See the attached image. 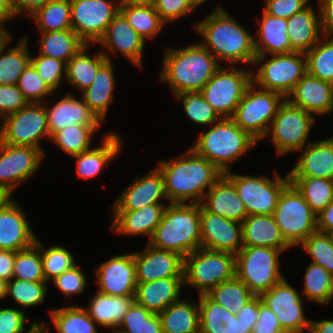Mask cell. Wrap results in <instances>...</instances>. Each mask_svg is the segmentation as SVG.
<instances>
[{"label": "cell", "mask_w": 333, "mask_h": 333, "mask_svg": "<svg viewBox=\"0 0 333 333\" xmlns=\"http://www.w3.org/2000/svg\"><path fill=\"white\" fill-rule=\"evenodd\" d=\"M164 179L169 203L200 204L207 192L222 176L213 163L197 154L192 148L170 162L157 166ZM185 201V202H184Z\"/></svg>", "instance_id": "obj_1"}, {"label": "cell", "mask_w": 333, "mask_h": 333, "mask_svg": "<svg viewBox=\"0 0 333 333\" xmlns=\"http://www.w3.org/2000/svg\"><path fill=\"white\" fill-rule=\"evenodd\" d=\"M196 30L205 41L200 44L221 61L233 63H251L257 56L254 38L241 24L236 22L227 11L219 5L199 24ZM215 54H214V53Z\"/></svg>", "instance_id": "obj_2"}, {"label": "cell", "mask_w": 333, "mask_h": 333, "mask_svg": "<svg viewBox=\"0 0 333 333\" xmlns=\"http://www.w3.org/2000/svg\"><path fill=\"white\" fill-rule=\"evenodd\" d=\"M164 52L160 78L171 86L175 96L182 92H200L222 65L199 42Z\"/></svg>", "instance_id": "obj_3"}, {"label": "cell", "mask_w": 333, "mask_h": 333, "mask_svg": "<svg viewBox=\"0 0 333 333\" xmlns=\"http://www.w3.org/2000/svg\"><path fill=\"white\" fill-rule=\"evenodd\" d=\"M152 247L182 257L201 248L200 204L169 203L150 241Z\"/></svg>", "instance_id": "obj_4"}, {"label": "cell", "mask_w": 333, "mask_h": 333, "mask_svg": "<svg viewBox=\"0 0 333 333\" xmlns=\"http://www.w3.org/2000/svg\"><path fill=\"white\" fill-rule=\"evenodd\" d=\"M258 141L242 130L232 118H221L202 132L199 140L191 148L213 163L222 173L230 171L234 162Z\"/></svg>", "instance_id": "obj_5"}, {"label": "cell", "mask_w": 333, "mask_h": 333, "mask_svg": "<svg viewBox=\"0 0 333 333\" xmlns=\"http://www.w3.org/2000/svg\"><path fill=\"white\" fill-rule=\"evenodd\" d=\"M270 247L243 246L236 254V278L255 296H261L285 279L279 270V254Z\"/></svg>", "instance_id": "obj_6"}, {"label": "cell", "mask_w": 333, "mask_h": 333, "mask_svg": "<svg viewBox=\"0 0 333 333\" xmlns=\"http://www.w3.org/2000/svg\"><path fill=\"white\" fill-rule=\"evenodd\" d=\"M236 255L205 248L197 249L184 257V283L199 294H207L222 282L236 277Z\"/></svg>", "instance_id": "obj_7"}, {"label": "cell", "mask_w": 333, "mask_h": 333, "mask_svg": "<svg viewBox=\"0 0 333 333\" xmlns=\"http://www.w3.org/2000/svg\"><path fill=\"white\" fill-rule=\"evenodd\" d=\"M273 217L282 237L290 246H300L317 231V214L291 183L281 192Z\"/></svg>", "instance_id": "obj_8"}, {"label": "cell", "mask_w": 333, "mask_h": 333, "mask_svg": "<svg viewBox=\"0 0 333 333\" xmlns=\"http://www.w3.org/2000/svg\"><path fill=\"white\" fill-rule=\"evenodd\" d=\"M252 82L232 117L235 123L258 142L266 138L279 106L285 98L274 91L259 88Z\"/></svg>", "instance_id": "obj_9"}, {"label": "cell", "mask_w": 333, "mask_h": 333, "mask_svg": "<svg viewBox=\"0 0 333 333\" xmlns=\"http://www.w3.org/2000/svg\"><path fill=\"white\" fill-rule=\"evenodd\" d=\"M251 83L250 70L221 66L200 93L221 118H232Z\"/></svg>", "instance_id": "obj_10"}, {"label": "cell", "mask_w": 333, "mask_h": 333, "mask_svg": "<svg viewBox=\"0 0 333 333\" xmlns=\"http://www.w3.org/2000/svg\"><path fill=\"white\" fill-rule=\"evenodd\" d=\"M3 120V122H2ZM0 125V141L15 146L40 149V139L48 136L47 113L44 103H28L19 111L3 117Z\"/></svg>", "instance_id": "obj_11"}, {"label": "cell", "mask_w": 333, "mask_h": 333, "mask_svg": "<svg viewBox=\"0 0 333 333\" xmlns=\"http://www.w3.org/2000/svg\"><path fill=\"white\" fill-rule=\"evenodd\" d=\"M224 175L234 184L247 215H273L281 192L290 183L289 174L282 178L276 172L275 180L264 176H241L231 171Z\"/></svg>", "instance_id": "obj_12"}, {"label": "cell", "mask_w": 333, "mask_h": 333, "mask_svg": "<svg viewBox=\"0 0 333 333\" xmlns=\"http://www.w3.org/2000/svg\"><path fill=\"white\" fill-rule=\"evenodd\" d=\"M314 122L313 115L291 105L285 99L279 106L266 137L270 134L279 155L298 152L306 146Z\"/></svg>", "instance_id": "obj_13"}, {"label": "cell", "mask_w": 333, "mask_h": 333, "mask_svg": "<svg viewBox=\"0 0 333 333\" xmlns=\"http://www.w3.org/2000/svg\"><path fill=\"white\" fill-rule=\"evenodd\" d=\"M307 73L306 56L302 52L274 54L260 66L252 82L287 98L299 80Z\"/></svg>", "instance_id": "obj_14"}, {"label": "cell", "mask_w": 333, "mask_h": 333, "mask_svg": "<svg viewBox=\"0 0 333 333\" xmlns=\"http://www.w3.org/2000/svg\"><path fill=\"white\" fill-rule=\"evenodd\" d=\"M72 30L87 44L98 43L119 13V3L109 0H70Z\"/></svg>", "instance_id": "obj_15"}, {"label": "cell", "mask_w": 333, "mask_h": 333, "mask_svg": "<svg viewBox=\"0 0 333 333\" xmlns=\"http://www.w3.org/2000/svg\"><path fill=\"white\" fill-rule=\"evenodd\" d=\"M45 153L30 146H15L0 141V189L10 197L18 184L38 169Z\"/></svg>", "instance_id": "obj_16"}, {"label": "cell", "mask_w": 333, "mask_h": 333, "mask_svg": "<svg viewBox=\"0 0 333 333\" xmlns=\"http://www.w3.org/2000/svg\"><path fill=\"white\" fill-rule=\"evenodd\" d=\"M265 303L277 316L285 333H309L311 320H306L303 310V299L285 279L272 286L261 296Z\"/></svg>", "instance_id": "obj_17"}, {"label": "cell", "mask_w": 333, "mask_h": 333, "mask_svg": "<svg viewBox=\"0 0 333 333\" xmlns=\"http://www.w3.org/2000/svg\"><path fill=\"white\" fill-rule=\"evenodd\" d=\"M201 248L236 255L243 247L242 223L207 211L200 204Z\"/></svg>", "instance_id": "obj_18"}, {"label": "cell", "mask_w": 333, "mask_h": 333, "mask_svg": "<svg viewBox=\"0 0 333 333\" xmlns=\"http://www.w3.org/2000/svg\"><path fill=\"white\" fill-rule=\"evenodd\" d=\"M134 263L137 283L184 277V257L173 251L154 248L148 243L142 252L134 253Z\"/></svg>", "instance_id": "obj_19"}, {"label": "cell", "mask_w": 333, "mask_h": 333, "mask_svg": "<svg viewBox=\"0 0 333 333\" xmlns=\"http://www.w3.org/2000/svg\"><path fill=\"white\" fill-rule=\"evenodd\" d=\"M99 293L111 296H134L136 271L134 253L121 254L97 266Z\"/></svg>", "instance_id": "obj_20"}, {"label": "cell", "mask_w": 333, "mask_h": 333, "mask_svg": "<svg viewBox=\"0 0 333 333\" xmlns=\"http://www.w3.org/2000/svg\"><path fill=\"white\" fill-rule=\"evenodd\" d=\"M23 209L11 197L0 208V250L17 252L35 244L37 238Z\"/></svg>", "instance_id": "obj_21"}, {"label": "cell", "mask_w": 333, "mask_h": 333, "mask_svg": "<svg viewBox=\"0 0 333 333\" xmlns=\"http://www.w3.org/2000/svg\"><path fill=\"white\" fill-rule=\"evenodd\" d=\"M285 99L311 115L323 116L333 110V83L306 73Z\"/></svg>", "instance_id": "obj_22"}, {"label": "cell", "mask_w": 333, "mask_h": 333, "mask_svg": "<svg viewBox=\"0 0 333 333\" xmlns=\"http://www.w3.org/2000/svg\"><path fill=\"white\" fill-rule=\"evenodd\" d=\"M166 199L163 175L158 168L135 179L114 202V211H136L150 204H163Z\"/></svg>", "instance_id": "obj_23"}, {"label": "cell", "mask_w": 333, "mask_h": 333, "mask_svg": "<svg viewBox=\"0 0 333 333\" xmlns=\"http://www.w3.org/2000/svg\"><path fill=\"white\" fill-rule=\"evenodd\" d=\"M306 146L300 149L305 151L288 173L289 178L314 177L333 180V137L310 142Z\"/></svg>", "instance_id": "obj_24"}, {"label": "cell", "mask_w": 333, "mask_h": 333, "mask_svg": "<svg viewBox=\"0 0 333 333\" xmlns=\"http://www.w3.org/2000/svg\"><path fill=\"white\" fill-rule=\"evenodd\" d=\"M98 43L114 53L120 51L135 65L142 66L145 40L131 27L120 12L111 21Z\"/></svg>", "instance_id": "obj_25"}, {"label": "cell", "mask_w": 333, "mask_h": 333, "mask_svg": "<svg viewBox=\"0 0 333 333\" xmlns=\"http://www.w3.org/2000/svg\"><path fill=\"white\" fill-rule=\"evenodd\" d=\"M48 130L50 137L70 125L100 126L101 119L81 100L69 93L52 108L46 104Z\"/></svg>", "instance_id": "obj_26"}, {"label": "cell", "mask_w": 333, "mask_h": 333, "mask_svg": "<svg viewBox=\"0 0 333 333\" xmlns=\"http://www.w3.org/2000/svg\"><path fill=\"white\" fill-rule=\"evenodd\" d=\"M199 333H252L255 323H244L206 294H199Z\"/></svg>", "instance_id": "obj_27"}, {"label": "cell", "mask_w": 333, "mask_h": 333, "mask_svg": "<svg viewBox=\"0 0 333 333\" xmlns=\"http://www.w3.org/2000/svg\"><path fill=\"white\" fill-rule=\"evenodd\" d=\"M200 204L213 214L239 223L248 216L234 184L224 174L208 190Z\"/></svg>", "instance_id": "obj_28"}, {"label": "cell", "mask_w": 333, "mask_h": 333, "mask_svg": "<svg viewBox=\"0 0 333 333\" xmlns=\"http://www.w3.org/2000/svg\"><path fill=\"white\" fill-rule=\"evenodd\" d=\"M258 25L260 26L256 35L259 39L254 38L257 56L253 64H259L268 53L274 55L293 52L287 34V19L272 16L264 11Z\"/></svg>", "instance_id": "obj_29"}, {"label": "cell", "mask_w": 333, "mask_h": 333, "mask_svg": "<svg viewBox=\"0 0 333 333\" xmlns=\"http://www.w3.org/2000/svg\"><path fill=\"white\" fill-rule=\"evenodd\" d=\"M182 284H184V277L137 283L134 300L152 313L159 314L169 305L179 301Z\"/></svg>", "instance_id": "obj_30"}, {"label": "cell", "mask_w": 333, "mask_h": 333, "mask_svg": "<svg viewBox=\"0 0 333 333\" xmlns=\"http://www.w3.org/2000/svg\"><path fill=\"white\" fill-rule=\"evenodd\" d=\"M165 207L164 204H150L136 211H114L110 228L117 234L149 236L150 241Z\"/></svg>", "instance_id": "obj_31"}, {"label": "cell", "mask_w": 333, "mask_h": 333, "mask_svg": "<svg viewBox=\"0 0 333 333\" xmlns=\"http://www.w3.org/2000/svg\"><path fill=\"white\" fill-rule=\"evenodd\" d=\"M242 244L270 247L282 252L291 247L282 237L273 215H248L242 221Z\"/></svg>", "instance_id": "obj_32"}, {"label": "cell", "mask_w": 333, "mask_h": 333, "mask_svg": "<svg viewBox=\"0 0 333 333\" xmlns=\"http://www.w3.org/2000/svg\"><path fill=\"white\" fill-rule=\"evenodd\" d=\"M287 27L291 50L294 52H308L320 40L319 36H323L320 17L311 5L288 18Z\"/></svg>", "instance_id": "obj_33"}, {"label": "cell", "mask_w": 333, "mask_h": 333, "mask_svg": "<svg viewBox=\"0 0 333 333\" xmlns=\"http://www.w3.org/2000/svg\"><path fill=\"white\" fill-rule=\"evenodd\" d=\"M134 301V296H111L97 292L89 307L84 309L96 325L117 329Z\"/></svg>", "instance_id": "obj_34"}, {"label": "cell", "mask_w": 333, "mask_h": 333, "mask_svg": "<svg viewBox=\"0 0 333 333\" xmlns=\"http://www.w3.org/2000/svg\"><path fill=\"white\" fill-rule=\"evenodd\" d=\"M103 138L100 147L72 156L77 160L76 169L79 177L84 179L95 177L119 154L122 141L118 134L110 132Z\"/></svg>", "instance_id": "obj_35"}, {"label": "cell", "mask_w": 333, "mask_h": 333, "mask_svg": "<svg viewBox=\"0 0 333 333\" xmlns=\"http://www.w3.org/2000/svg\"><path fill=\"white\" fill-rule=\"evenodd\" d=\"M107 60L99 69L93 83L82 91L86 105L103 121L108 106L113 102L115 75L113 63Z\"/></svg>", "instance_id": "obj_36"}, {"label": "cell", "mask_w": 333, "mask_h": 333, "mask_svg": "<svg viewBox=\"0 0 333 333\" xmlns=\"http://www.w3.org/2000/svg\"><path fill=\"white\" fill-rule=\"evenodd\" d=\"M88 46H84L77 54H75L68 62L66 67L67 81L76 89L81 91L88 88L98 72V69L107 61L110 57L107 52H100L95 56L90 57L86 51Z\"/></svg>", "instance_id": "obj_37"}, {"label": "cell", "mask_w": 333, "mask_h": 333, "mask_svg": "<svg viewBox=\"0 0 333 333\" xmlns=\"http://www.w3.org/2000/svg\"><path fill=\"white\" fill-rule=\"evenodd\" d=\"M163 333H199V307L179 300L159 313Z\"/></svg>", "instance_id": "obj_38"}, {"label": "cell", "mask_w": 333, "mask_h": 333, "mask_svg": "<svg viewBox=\"0 0 333 333\" xmlns=\"http://www.w3.org/2000/svg\"><path fill=\"white\" fill-rule=\"evenodd\" d=\"M41 33L39 54L66 63L87 45L72 29Z\"/></svg>", "instance_id": "obj_39"}, {"label": "cell", "mask_w": 333, "mask_h": 333, "mask_svg": "<svg viewBox=\"0 0 333 333\" xmlns=\"http://www.w3.org/2000/svg\"><path fill=\"white\" fill-rule=\"evenodd\" d=\"M119 12L145 41L153 39L165 23L153 6L132 5L121 1Z\"/></svg>", "instance_id": "obj_40"}, {"label": "cell", "mask_w": 333, "mask_h": 333, "mask_svg": "<svg viewBox=\"0 0 333 333\" xmlns=\"http://www.w3.org/2000/svg\"><path fill=\"white\" fill-rule=\"evenodd\" d=\"M8 44L0 49V85H17L19 77L31 63V55L26 37L20 39L16 47L7 50Z\"/></svg>", "instance_id": "obj_41"}, {"label": "cell", "mask_w": 333, "mask_h": 333, "mask_svg": "<svg viewBox=\"0 0 333 333\" xmlns=\"http://www.w3.org/2000/svg\"><path fill=\"white\" fill-rule=\"evenodd\" d=\"M30 17L36 21L40 32L72 29L70 0H52Z\"/></svg>", "instance_id": "obj_42"}, {"label": "cell", "mask_w": 333, "mask_h": 333, "mask_svg": "<svg viewBox=\"0 0 333 333\" xmlns=\"http://www.w3.org/2000/svg\"><path fill=\"white\" fill-rule=\"evenodd\" d=\"M215 303L222 305L232 314L237 315L255 295L238 278L222 282L206 294Z\"/></svg>", "instance_id": "obj_43"}, {"label": "cell", "mask_w": 333, "mask_h": 333, "mask_svg": "<svg viewBox=\"0 0 333 333\" xmlns=\"http://www.w3.org/2000/svg\"><path fill=\"white\" fill-rule=\"evenodd\" d=\"M50 314L59 333H98L95 321L83 307H63L50 311Z\"/></svg>", "instance_id": "obj_44"}, {"label": "cell", "mask_w": 333, "mask_h": 333, "mask_svg": "<svg viewBox=\"0 0 333 333\" xmlns=\"http://www.w3.org/2000/svg\"><path fill=\"white\" fill-rule=\"evenodd\" d=\"M310 208L320 213L333 200V180L324 178H290Z\"/></svg>", "instance_id": "obj_45"}, {"label": "cell", "mask_w": 333, "mask_h": 333, "mask_svg": "<svg viewBox=\"0 0 333 333\" xmlns=\"http://www.w3.org/2000/svg\"><path fill=\"white\" fill-rule=\"evenodd\" d=\"M100 126L70 125L55 132L50 140L70 156L90 150L93 134Z\"/></svg>", "instance_id": "obj_46"}, {"label": "cell", "mask_w": 333, "mask_h": 333, "mask_svg": "<svg viewBox=\"0 0 333 333\" xmlns=\"http://www.w3.org/2000/svg\"><path fill=\"white\" fill-rule=\"evenodd\" d=\"M322 37L325 39L322 44L318 41L305 53L307 73L333 83V37L325 35Z\"/></svg>", "instance_id": "obj_47"}, {"label": "cell", "mask_w": 333, "mask_h": 333, "mask_svg": "<svg viewBox=\"0 0 333 333\" xmlns=\"http://www.w3.org/2000/svg\"><path fill=\"white\" fill-rule=\"evenodd\" d=\"M118 329H123L121 331L124 333H163L159 314L152 313L135 301L128 309Z\"/></svg>", "instance_id": "obj_48"}, {"label": "cell", "mask_w": 333, "mask_h": 333, "mask_svg": "<svg viewBox=\"0 0 333 333\" xmlns=\"http://www.w3.org/2000/svg\"><path fill=\"white\" fill-rule=\"evenodd\" d=\"M13 278L31 282L46 281L43 274L40 248L36 244L15 252Z\"/></svg>", "instance_id": "obj_49"}, {"label": "cell", "mask_w": 333, "mask_h": 333, "mask_svg": "<svg viewBox=\"0 0 333 333\" xmlns=\"http://www.w3.org/2000/svg\"><path fill=\"white\" fill-rule=\"evenodd\" d=\"M35 244L40 248L43 274L46 282L49 279H55L58 275L76 265L72 253L66 248H63V246L56 245L45 249L38 239Z\"/></svg>", "instance_id": "obj_50"}, {"label": "cell", "mask_w": 333, "mask_h": 333, "mask_svg": "<svg viewBox=\"0 0 333 333\" xmlns=\"http://www.w3.org/2000/svg\"><path fill=\"white\" fill-rule=\"evenodd\" d=\"M176 98L183 102L184 112L196 124L212 125L221 119L200 92H182Z\"/></svg>", "instance_id": "obj_51"}, {"label": "cell", "mask_w": 333, "mask_h": 333, "mask_svg": "<svg viewBox=\"0 0 333 333\" xmlns=\"http://www.w3.org/2000/svg\"><path fill=\"white\" fill-rule=\"evenodd\" d=\"M330 275L324 267L310 263L306 266L302 296L307 297L308 301L328 305Z\"/></svg>", "instance_id": "obj_52"}, {"label": "cell", "mask_w": 333, "mask_h": 333, "mask_svg": "<svg viewBox=\"0 0 333 333\" xmlns=\"http://www.w3.org/2000/svg\"><path fill=\"white\" fill-rule=\"evenodd\" d=\"M46 281L31 282L12 278L7 283V296H12L22 307H30L43 302L48 291Z\"/></svg>", "instance_id": "obj_53"}, {"label": "cell", "mask_w": 333, "mask_h": 333, "mask_svg": "<svg viewBox=\"0 0 333 333\" xmlns=\"http://www.w3.org/2000/svg\"><path fill=\"white\" fill-rule=\"evenodd\" d=\"M312 257L314 264L333 273V235L316 231L300 244Z\"/></svg>", "instance_id": "obj_54"}, {"label": "cell", "mask_w": 333, "mask_h": 333, "mask_svg": "<svg viewBox=\"0 0 333 333\" xmlns=\"http://www.w3.org/2000/svg\"><path fill=\"white\" fill-rule=\"evenodd\" d=\"M31 64L37 74L54 92L61 83L62 76L66 77L67 63L49 56L39 54L37 57H31ZM64 74V75H63Z\"/></svg>", "instance_id": "obj_55"}, {"label": "cell", "mask_w": 333, "mask_h": 333, "mask_svg": "<svg viewBox=\"0 0 333 333\" xmlns=\"http://www.w3.org/2000/svg\"><path fill=\"white\" fill-rule=\"evenodd\" d=\"M17 86L28 103H42V98L53 93L31 63L19 77Z\"/></svg>", "instance_id": "obj_56"}, {"label": "cell", "mask_w": 333, "mask_h": 333, "mask_svg": "<svg viewBox=\"0 0 333 333\" xmlns=\"http://www.w3.org/2000/svg\"><path fill=\"white\" fill-rule=\"evenodd\" d=\"M80 268L75 265L53 279V283L65 297H69L72 294H80L84 291L87 280Z\"/></svg>", "instance_id": "obj_57"}, {"label": "cell", "mask_w": 333, "mask_h": 333, "mask_svg": "<svg viewBox=\"0 0 333 333\" xmlns=\"http://www.w3.org/2000/svg\"><path fill=\"white\" fill-rule=\"evenodd\" d=\"M28 104L17 85H0V114L3 117Z\"/></svg>", "instance_id": "obj_58"}, {"label": "cell", "mask_w": 333, "mask_h": 333, "mask_svg": "<svg viewBox=\"0 0 333 333\" xmlns=\"http://www.w3.org/2000/svg\"><path fill=\"white\" fill-rule=\"evenodd\" d=\"M154 8L165 23L195 10L188 0H158Z\"/></svg>", "instance_id": "obj_59"}, {"label": "cell", "mask_w": 333, "mask_h": 333, "mask_svg": "<svg viewBox=\"0 0 333 333\" xmlns=\"http://www.w3.org/2000/svg\"><path fill=\"white\" fill-rule=\"evenodd\" d=\"M264 11L278 18L288 19L295 13L305 9L309 0H264Z\"/></svg>", "instance_id": "obj_60"}, {"label": "cell", "mask_w": 333, "mask_h": 333, "mask_svg": "<svg viewBox=\"0 0 333 333\" xmlns=\"http://www.w3.org/2000/svg\"><path fill=\"white\" fill-rule=\"evenodd\" d=\"M23 308H0V333H23L25 323L29 320L25 317ZM28 333V331L26 332Z\"/></svg>", "instance_id": "obj_61"}, {"label": "cell", "mask_w": 333, "mask_h": 333, "mask_svg": "<svg viewBox=\"0 0 333 333\" xmlns=\"http://www.w3.org/2000/svg\"><path fill=\"white\" fill-rule=\"evenodd\" d=\"M252 333H285L281 328L277 316L262 302L260 296L258 319L253 327Z\"/></svg>", "instance_id": "obj_62"}, {"label": "cell", "mask_w": 333, "mask_h": 333, "mask_svg": "<svg viewBox=\"0 0 333 333\" xmlns=\"http://www.w3.org/2000/svg\"><path fill=\"white\" fill-rule=\"evenodd\" d=\"M319 17L322 34H333V0H319Z\"/></svg>", "instance_id": "obj_63"}, {"label": "cell", "mask_w": 333, "mask_h": 333, "mask_svg": "<svg viewBox=\"0 0 333 333\" xmlns=\"http://www.w3.org/2000/svg\"><path fill=\"white\" fill-rule=\"evenodd\" d=\"M317 231L333 234V200L317 214Z\"/></svg>", "instance_id": "obj_64"}, {"label": "cell", "mask_w": 333, "mask_h": 333, "mask_svg": "<svg viewBox=\"0 0 333 333\" xmlns=\"http://www.w3.org/2000/svg\"><path fill=\"white\" fill-rule=\"evenodd\" d=\"M15 252L0 250V278L10 281L13 278Z\"/></svg>", "instance_id": "obj_65"}, {"label": "cell", "mask_w": 333, "mask_h": 333, "mask_svg": "<svg viewBox=\"0 0 333 333\" xmlns=\"http://www.w3.org/2000/svg\"><path fill=\"white\" fill-rule=\"evenodd\" d=\"M52 0H12L15 15H21L27 12V15L33 14L38 8L46 5Z\"/></svg>", "instance_id": "obj_66"}, {"label": "cell", "mask_w": 333, "mask_h": 333, "mask_svg": "<svg viewBox=\"0 0 333 333\" xmlns=\"http://www.w3.org/2000/svg\"><path fill=\"white\" fill-rule=\"evenodd\" d=\"M259 311V296H254L245 306L240 310L236 317L244 323H256Z\"/></svg>", "instance_id": "obj_67"}, {"label": "cell", "mask_w": 333, "mask_h": 333, "mask_svg": "<svg viewBox=\"0 0 333 333\" xmlns=\"http://www.w3.org/2000/svg\"><path fill=\"white\" fill-rule=\"evenodd\" d=\"M309 333H333V320L311 321Z\"/></svg>", "instance_id": "obj_68"}, {"label": "cell", "mask_w": 333, "mask_h": 333, "mask_svg": "<svg viewBox=\"0 0 333 333\" xmlns=\"http://www.w3.org/2000/svg\"><path fill=\"white\" fill-rule=\"evenodd\" d=\"M15 12L13 10L12 0H0V24L4 25L6 21L14 18Z\"/></svg>", "instance_id": "obj_69"}, {"label": "cell", "mask_w": 333, "mask_h": 333, "mask_svg": "<svg viewBox=\"0 0 333 333\" xmlns=\"http://www.w3.org/2000/svg\"><path fill=\"white\" fill-rule=\"evenodd\" d=\"M3 26L4 25L0 24V49L11 40V36L8 33L9 31H7L6 27L4 28Z\"/></svg>", "instance_id": "obj_70"}, {"label": "cell", "mask_w": 333, "mask_h": 333, "mask_svg": "<svg viewBox=\"0 0 333 333\" xmlns=\"http://www.w3.org/2000/svg\"><path fill=\"white\" fill-rule=\"evenodd\" d=\"M132 5L155 6L158 0H121Z\"/></svg>", "instance_id": "obj_71"}, {"label": "cell", "mask_w": 333, "mask_h": 333, "mask_svg": "<svg viewBox=\"0 0 333 333\" xmlns=\"http://www.w3.org/2000/svg\"><path fill=\"white\" fill-rule=\"evenodd\" d=\"M8 281L0 278V299L6 297Z\"/></svg>", "instance_id": "obj_72"}, {"label": "cell", "mask_w": 333, "mask_h": 333, "mask_svg": "<svg viewBox=\"0 0 333 333\" xmlns=\"http://www.w3.org/2000/svg\"><path fill=\"white\" fill-rule=\"evenodd\" d=\"M333 299V273L330 275L329 290H328V303Z\"/></svg>", "instance_id": "obj_73"}, {"label": "cell", "mask_w": 333, "mask_h": 333, "mask_svg": "<svg viewBox=\"0 0 333 333\" xmlns=\"http://www.w3.org/2000/svg\"><path fill=\"white\" fill-rule=\"evenodd\" d=\"M10 198V196L0 189V208Z\"/></svg>", "instance_id": "obj_74"}, {"label": "cell", "mask_w": 333, "mask_h": 333, "mask_svg": "<svg viewBox=\"0 0 333 333\" xmlns=\"http://www.w3.org/2000/svg\"><path fill=\"white\" fill-rule=\"evenodd\" d=\"M194 9H197V6L202 5L206 0H188Z\"/></svg>", "instance_id": "obj_75"}, {"label": "cell", "mask_w": 333, "mask_h": 333, "mask_svg": "<svg viewBox=\"0 0 333 333\" xmlns=\"http://www.w3.org/2000/svg\"><path fill=\"white\" fill-rule=\"evenodd\" d=\"M114 330H115L114 333H124V332L121 331V330L119 331L118 328H117V329H114ZM116 330H117V331H116Z\"/></svg>", "instance_id": "obj_76"}]
</instances>
